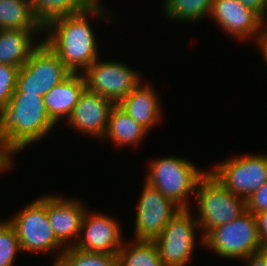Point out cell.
<instances>
[{
    "label": "cell",
    "mask_w": 267,
    "mask_h": 266,
    "mask_svg": "<svg viewBox=\"0 0 267 266\" xmlns=\"http://www.w3.org/2000/svg\"><path fill=\"white\" fill-rule=\"evenodd\" d=\"M203 246L228 259H244L262 252L254 215L246 211L232 222L211 229L203 237Z\"/></svg>",
    "instance_id": "5"
},
{
    "label": "cell",
    "mask_w": 267,
    "mask_h": 266,
    "mask_svg": "<svg viewBox=\"0 0 267 266\" xmlns=\"http://www.w3.org/2000/svg\"><path fill=\"white\" fill-rule=\"evenodd\" d=\"M257 223L258 237L262 246L267 248V210L254 215Z\"/></svg>",
    "instance_id": "29"
},
{
    "label": "cell",
    "mask_w": 267,
    "mask_h": 266,
    "mask_svg": "<svg viewBox=\"0 0 267 266\" xmlns=\"http://www.w3.org/2000/svg\"><path fill=\"white\" fill-rule=\"evenodd\" d=\"M196 220L203 237L214 227L229 223L247 211L246 200L232 194L210 172H206L196 187Z\"/></svg>",
    "instance_id": "3"
},
{
    "label": "cell",
    "mask_w": 267,
    "mask_h": 266,
    "mask_svg": "<svg viewBox=\"0 0 267 266\" xmlns=\"http://www.w3.org/2000/svg\"><path fill=\"white\" fill-rule=\"evenodd\" d=\"M17 153L7 142L0 136V171H7L13 166V156Z\"/></svg>",
    "instance_id": "28"
},
{
    "label": "cell",
    "mask_w": 267,
    "mask_h": 266,
    "mask_svg": "<svg viewBox=\"0 0 267 266\" xmlns=\"http://www.w3.org/2000/svg\"><path fill=\"white\" fill-rule=\"evenodd\" d=\"M85 88L84 75L71 73L43 96L47 114L55 124L63 118H69Z\"/></svg>",
    "instance_id": "17"
},
{
    "label": "cell",
    "mask_w": 267,
    "mask_h": 266,
    "mask_svg": "<svg viewBox=\"0 0 267 266\" xmlns=\"http://www.w3.org/2000/svg\"><path fill=\"white\" fill-rule=\"evenodd\" d=\"M124 243L117 253L119 266H164L154 241Z\"/></svg>",
    "instance_id": "22"
},
{
    "label": "cell",
    "mask_w": 267,
    "mask_h": 266,
    "mask_svg": "<svg viewBox=\"0 0 267 266\" xmlns=\"http://www.w3.org/2000/svg\"><path fill=\"white\" fill-rule=\"evenodd\" d=\"M265 7L267 8V0H264Z\"/></svg>",
    "instance_id": "34"
},
{
    "label": "cell",
    "mask_w": 267,
    "mask_h": 266,
    "mask_svg": "<svg viewBox=\"0 0 267 266\" xmlns=\"http://www.w3.org/2000/svg\"><path fill=\"white\" fill-rule=\"evenodd\" d=\"M246 260L247 266H267V248L262 252L252 254L244 259Z\"/></svg>",
    "instance_id": "31"
},
{
    "label": "cell",
    "mask_w": 267,
    "mask_h": 266,
    "mask_svg": "<svg viewBox=\"0 0 267 266\" xmlns=\"http://www.w3.org/2000/svg\"><path fill=\"white\" fill-rule=\"evenodd\" d=\"M190 210H179L154 240L164 266H186L192 258L199 225Z\"/></svg>",
    "instance_id": "9"
},
{
    "label": "cell",
    "mask_w": 267,
    "mask_h": 266,
    "mask_svg": "<svg viewBox=\"0 0 267 266\" xmlns=\"http://www.w3.org/2000/svg\"><path fill=\"white\" fill-rule=\"evenodd\" d=\"M89 212L84 214L74 247L89 253L117 255L124 242L121 225L110 215Z\"/></svg>",
    "instance_id": "12"
},
{
    "label": "cell",
    "mask_w": 267,
    "mask_h": 266,
    "mask_svg": "<svg viewBox=\"0 0 267 266\" xmlns=\"http://www.w3.org/2000/svg\"><path fill=\"white\" fill-rule=\"evenodd\" d=\"M257 45L262 50V55L264 56L265 62L267 64V26L264 27L262 34L256 40Z\"/></svg>",
    "instance_id": "32"
},
{
    "label": "cell",
    "mask_w": 267,
    "mask_h": 266,
    "mask_svg": "<svg viewBox=\"0 0 267 266\" xmlns=\"http://www.w3.org/2000/svg\"><path fill=\"white\" fill-rule=\"evenodd\" d=\"M208 17L217 22L224 32L238 40L257 36L256 39L254 37L256 41L266 26V20L239 0H214Z\"/></svg>",
    "instance_id": "13"
},
{
    "label": "cell",
    "mask_w": 267,
    "mask_h": 266,
    "mask_svg": "<svg viewBox=\"0 0 267 266\" xmlns=\"http://www.w3.org/2000/svg\"><path fill=\"white\" fill-rule=\"evenodd\" d=\"M7 221L14 227L21 250L46 253L66 247L55 237L47 215V195L27 204Z\"/></svg>",
    "instance_id": "7"
},
{
    "label": "cell",
    "mask_w": 267,
    "mask_h": 266,
    "mask_svg": "<svg viewBox=\"0 0 267 266\" xmlns=\"http://www.w3.org/2000/svg\"><path fill=\"white\" fill-rule=\"evenodd\" d=\"M55 125L40 95L13 93L9 104L0 109V136L17 153L44 139Z\"/></svg>",
    "instance_id": "2"
},
{
    "label": "cell",
    "mask_w": 267,
    "mask_h": 266,
    "mask_svg": "<svg viewBox=\"0 0 267 266\" xmlns=\"http://www.w3.org/2000/svg\"><path fill=\"white\" fill-rule=\"evenodd\" d=\"M96 0H29L37 21L45 28L50 22L80 13Z\"/></svg>",
    "instance_id": "21"
},
{
    "label": "cell",
    "mask_w": 267,
    "mask_h": 266,
    "mask_svg": "<svg viewBox=\"0 0 267 266\" xmlns=\"http://www.w3.org/2000/svg\"><path fill=\"white\" fill-rule=\"evenodd\" d=\"M79 200L47 196V215L55 237L67 248L77 243L86 208ZM78 238V239H77ZM72 239V240H70Z\"/></svg>",
    "instance_id": "15"
},
{
    "label": "cell",
    "mask_w": 267,
    "mask_h": 266,
    "mask_svg": "<svg viewBox=\"0 0 267 266\" xmlns=\"http://www.w3.org/2000/svg\"><path fill=\"white\" fill-rule=\"evenodd\" d=\"M60 251L53 263L59 262L62 266H119L117 255L89 253L74 246Z\"/></svg>",
    "instance_id": "24"
},
{
    "label": "cell",
    "mask_w": 267,
    "mask_h": 266,
    "mask_svg": "<svg viewBox=\"0 0 267 266\" xmlns=\"http://www.w3.org/2000/svg\"><path fill=\"white\" fill-rule=\"evenodd\" d=\"M145 182L173 200L181 208H190L189 194L196 192L199 179L206 171L187 159L168 156L151 160Z\"/></svg>",
    "instance_id": "4"
},
{
    "label": "cell",
    "mask_w": 267,
    "mask_h": 266,
    "mask_svg": "<svg viewBox=\"0 0 267 266\" xmlns=\"http://www.w3.org/2000/svg\"><path fill=\"white\" fill-rule=\"evenodd\" d=\"M99 60L83 72L86 88L118 104L141 82L142 77L119 61Z\"/></svg>",
    "instance_id": "10"
},
{
    "label": "cell",
    "mask_w": 267,
    "mask_h": 266,
    "mask_svg": "<svg viewBox=\"0 0 267 266\" xmlns=\"http://www.w3.org/2000/svg\"><path fill=\"white\" fill-rule=\"evenodd\" d=\"M0 29L44 30L29 0H0Z\"/></svg>",
    "instance_id": "20"
},
{
    "label": "cell",
    "mask_w": 267,
    "mask_h": 266,
    "mask_svg": "<svg viewBox=\"0 0 267 266\" xmlns=\"http://www.w3.org/2000/svg\"><path fill=\"white\" fill-rule=\"evenodd\" d=\"M148 131L138 124L132 117L115 104L110 113L107 132L104 136L109 138L116 146H138Z\"/></svg>",
    "instance_id": "19"
},
{
    "label": "cell",
    "mask_w": 267,
    "mask_h": 266,
    "mask_svg": "<svg viewBox=\"0 0 267 266\" xmlns=\"http://www.w3.org/2000/svg\"><path fill=\"white\" fill-rule=\"evenodd\" d=\"M246 205L253 215L267 210V182L246 200Z\"/></svg>",
    "instance_id": "27"
},
{
    "label": "cell",
    "mask_w": 267,
    "mask_h": 266,
    "mask_svg": "<svg viewBox=\"0 0 267 266\" xmlns=\"http://www.w3.org/2000/svg\"><path fill=\"white\" fill-rule=\"evenodd\" d=\"M214 0H164V14L171 21L195 22L210 16Z\"/></svg>",
    "instance_id": "23"
},
{
    "label": "cell",
    "mask_w": 267,
    "mask_h": 266,
    "mask_svg": "<svg viewBox=\"0 0 267 266\" xmlns=\"http://www.w3.org/2000/svg\"><path fill=\"white\" fill-rule=\"evenodd\" d=\"M114 105L110 99L85 88L66 123L84 135L103 140L108 128L109 113Z\"/></svg>",
    "instance_id": "14"
},
{
    "label": "cell",
    "mask_w": 267,
    "mask_h": 266,
    "mask_svg": "<svg viewBox=\"0 0 267 266\" xmlns=\"http://www.w3.org/2000/svg\"><path fill=\"white\" fill-rule=\"evenodd\" d=\"M42 31L0 29V64L21 68L38 46L34 36Z\"/></svg>",
    "instance_id": "18"
},
{
    "label": "cell",
    "mask_w": 267,
    "mask_h": 266,
    "mask_svg": "<svg viewBox=\"0 0 267 266\" xmlns=\"http://www.w3.org/2000/svg\"><path fill=\"white\" fill-rule=\"evenodd\" d=\"M21 250L14 227L7 221L0 224V266H13Z\"/></svg>",
    "instance_id": "25"
},
{
    "label": "cell",
    "mask_w": 267,
    "mask_h": 266,
    "mask_svg": "<svg viewBox=\"0 0 267 266\" xmlns=\"http://www.w3.org/2000/svg\"><path fill=\"white\" fill-rule=\"evenodd\" d=\"M70 74L58 55L44 41H40L28 61L19 68L13 93L43 97Z\"/></svg>",
    "instance_id": "6"
},
{
    "label": "cell",
    "mask_w": 267,
    "mask_h": 266,
    "mask_svg": "<svg viewBox=\"0 0 267 266\" xmlns=\"http://www.w3.org/2000/svg\"><path fill=\"white\" fill-rule=\"evenodd\" d=\"M18 71V67L0 64V109L9 104L16 89Z\"/></svg>",
    "instance_id": "26"
},
{
    "label": "cell",
    "mask_w": 267,
    "mask_h": 266,
    "mask_svg": "<svg viewBox=\"0 0 267 266\" xmlns=\"http://www.w3.org/2000/svg\"><path fill=\"white\" fill-rule=\"evenodd\" d=\"M153 86L141 81L117 105L132 117L138 124L149 130L160 122L162 111L158 94Z\"/></svg>",
    "instance_id": "16"
},
{
    "label": "cell",
    "mask_w": 267,
    "mask_h": 266,
    "mask_svg": "<svg viewBox=\"0 0 267 266\" xmlns=\"http://www.w3.org/2000/svg\"><path fill=\"white\" fill-rule=\"evenodd\" d=\"M96 0L84 11L57 18L45 28L43 41L58 55L71 73H82L100 56L91 16L105 18L107 10ZM90 16V17H89ZM80 70V71H79Z\"/></svg>",
    "instance_id": "1"
},
{
    "label": "cell",
    "mask_w": 267,
    "mask_h": 266,
    "mask_svg": "<svg viewBox=\"0 0 267 266\" xmlns=\"http://www.w3.org/2000/svg\"><path fill=\"white\" fill-rule=\"evenodd\" d=\"M51 266H62V265L59 262H57V263H52Z\"/></svg>",
    "instance_id": "33"
},
{
    "label": "cell",
    "mask_w": 267,
    "mask_h": 266,
    "mask_svg": "<svg viewBox=\"0 0 267 266\" xmlns=\"http://www.w3.org/2000/svg\"><path fill=\"white\" fill-rule=\"evenodd\" d=\"M209 172L232 194L247 200L267 182V155L236 156Z\"/></svg>",
    "instance_id": "8"
},
{
    "label": "cell",
    "mask_w": 267,
    "mask_h": 266,
    "mask_svg": "<svg viewBox=\"0 0 267 266\" xmlns=\"http://www.w3.org/2000/svg\"><path fill=\"white\" fill-rule=\"evenodd\" d=\"M243 5L258 13L264 20L267 18V8L264 0H239Z\"/></svg>",
    "instance_id": "30"
},
{
    "label": "cell",
    "mask_w": 267,
    "mask_h": 266,
    "mask_svg": "<svg viewBox=\"0 0 267 266\" xmlns=\"http://www.w3.org/2000/svg\"><path fill=\"white\" fill-rule=\"evenodd\" d=\"M134 221V239L154 241L182 208L159 190L143 182Z\"/></svg>",
    "instance_id": "11"
}]
</instances>
